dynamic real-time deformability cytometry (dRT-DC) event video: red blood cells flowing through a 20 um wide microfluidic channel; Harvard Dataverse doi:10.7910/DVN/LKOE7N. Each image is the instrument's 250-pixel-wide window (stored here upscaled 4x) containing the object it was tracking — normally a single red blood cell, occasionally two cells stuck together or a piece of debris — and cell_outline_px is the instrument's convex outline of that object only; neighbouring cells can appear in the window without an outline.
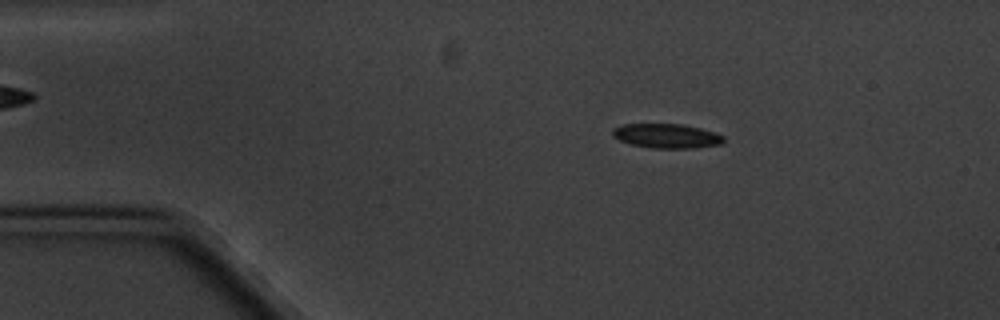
{"species": "common noctule bat (a hibernating species)", "species_latin": "Nyctalus noctula", "temperature_condition": "cold", "stored_images_in_passage": 5, "camera_frame_rate_fps": 3000, "um_per_image_px": 0.085, "animal": {"sex": "male", "body_mass_g": 20.1, "forearm_length_mm": 53.5}, "frame": {"image": 1, "passage_image": 3, "time_ms": 2.333, "image_size_px": [1000, 320], "cell_outline_px": [[724, 140], [720, 144], [692, 148], [652, 148], [632, 144], [620, 140], [612, 136], [612, 128], [624, 124], [680, 124], [700, 128], [724, 136]], "centroid_in_image_um": [56.63, 11.55], "position_along_channel_um": 28.4, "area_um2": 15.61}}
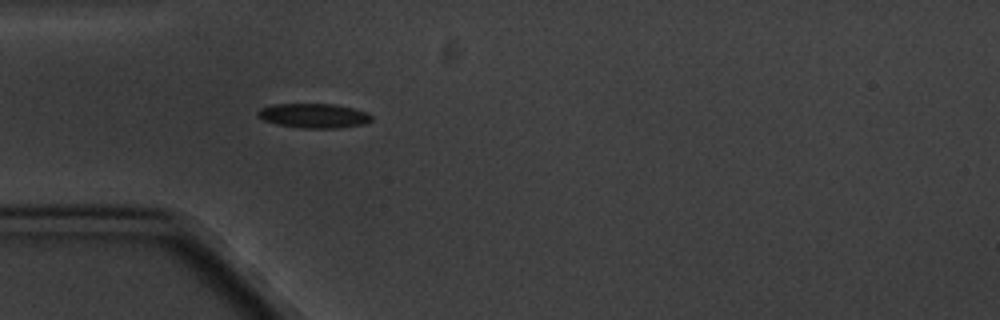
{"frame": {"image": 2, "passage_image": 5, "time_ms": 4.667, "image_size_px": [1000, 320], "cell_outline_px": [[372, 120], [364, 124], [340, 128], [300, 128], [276, 124], [264, 120], [256, 116], [256, 112], [260, 108], [272, 104], [332, 104], [352, 108], [368, 112], [372, 116]], "centroid_in_image_um": [26.65, 9.84], "position_along_channel_um": 58.4, "area_um2": 16.36}}